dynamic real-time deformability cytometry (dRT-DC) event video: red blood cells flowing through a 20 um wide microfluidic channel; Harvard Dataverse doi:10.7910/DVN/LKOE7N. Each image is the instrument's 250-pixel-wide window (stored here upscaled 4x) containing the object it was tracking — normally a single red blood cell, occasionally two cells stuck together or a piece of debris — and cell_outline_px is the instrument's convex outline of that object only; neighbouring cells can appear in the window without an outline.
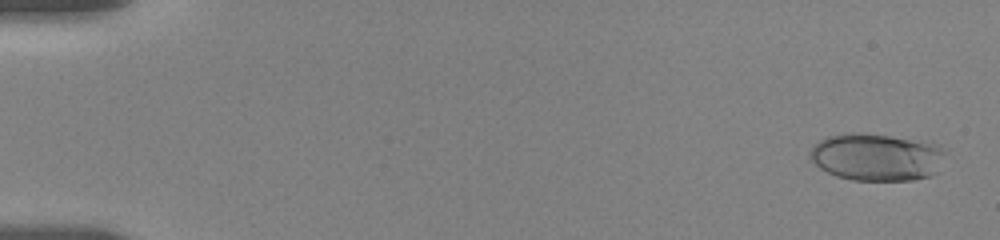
{"species": "human", "species_latin": "Homo sapiens", "temperature_condition": "room temperature", "stored_images_in_passage": 24, "camera_frame_rate_fps": 3000, "um_per_image_px": 0.085, "donor": {"sex": "female"}, "frame": {"image": 1, "passage_image": 2, "time_ms": 0.333, "image_size_px": [1000, 240], "cell_outline_px": [[944, 152], [936, 172], [928, 176], [912, 180], [852, 180], [836, 176], [820, 168], [808, 160], [808, 152], [812, 144], [828, 136], [852, 132], [860, 132], [932, 140], [940, 144]], "centroid_in_image_um": [74.48, 13.31], "position_along_channel_um": 10.5, "area_um2": 38.15}}
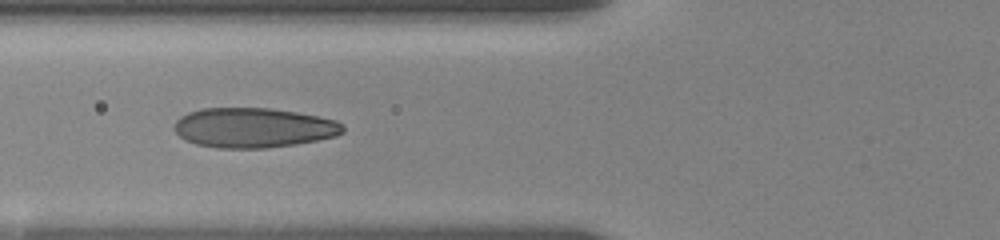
{"frame": {"image": 2, "passage_image": 17, "time_ms": 7.0, "image_size_px": [1000, 240], "cell_outline_px": [[344, 132], [336, 136], [296, 144], [264, 148], [216, 148], [196, 144], [184, 140], [172, 128], [176, 120], [180, 116], [188, 112], [200, 108], [268, 108], [296, 112], [336, 120], [344, 128]], "centroid_in_image_um": [21.49, 10.86], "position_along_channel_um": 104.3, "area_um2": 39.19}}
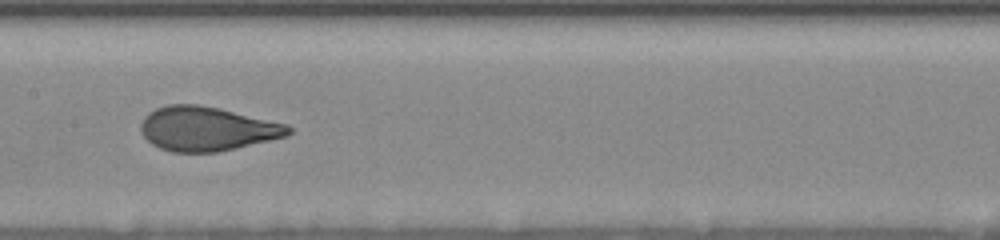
{"frame": {"image": 3, "passage_image": 23, "time_ms": 9.333, "image_size_px": [1000, 240], "cell_outline_px": [[292, 132], [288, 136], [236, 148], [216, 152], [172, 152], [160, 148], [152, 144], [144, 136], [140, 128], [140, 124], [144, 116], [148, 112], [156, 108], [168, 104], [196, 104], [220, 108], [288, 124], [292, 128]], "centroid_in_image_um": [17.6, 10.94], "position_along_channel_um": 189.8, "area_um2": 38.21}}